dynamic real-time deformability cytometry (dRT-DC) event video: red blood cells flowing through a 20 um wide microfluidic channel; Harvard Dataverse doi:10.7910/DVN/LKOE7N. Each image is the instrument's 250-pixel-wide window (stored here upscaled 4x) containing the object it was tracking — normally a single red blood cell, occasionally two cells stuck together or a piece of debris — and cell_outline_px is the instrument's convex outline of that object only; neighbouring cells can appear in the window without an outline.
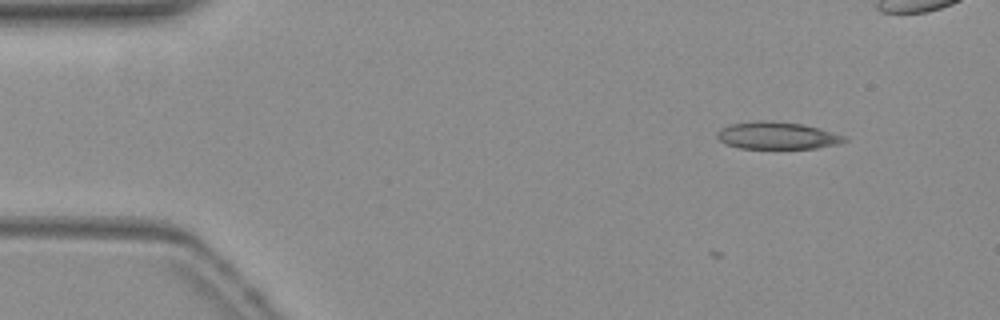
{"species": "common noctule bat (a hibernating species)", "species_latin": "Nyctalus noctula", "temperature_condition": "warm", "stored_images_in_passage": 5, "camera_frame_rate_fps": 3000, "um_per_image_px": 0.085, "animal": {"sex": "female", "body_mass_g": 19.3, "forearm_length_mm": 54.1}, "frame": {"image": 1, "passage_image": 1, "time_ms": 0.0, "image_size_px": [1000, 320], "cell_outline_px": [[848, 140], [840, 144], [816, 148], [740, 148], [728, 144], [720, 140], [716, 136], [724, 128], [732, 124], [800, 124], [816, 128], [844, 136]], "centroid_in_image_um": [66.15, 11.6], "position_along_channel_um": 18.9, "area_um2": 18.55}}